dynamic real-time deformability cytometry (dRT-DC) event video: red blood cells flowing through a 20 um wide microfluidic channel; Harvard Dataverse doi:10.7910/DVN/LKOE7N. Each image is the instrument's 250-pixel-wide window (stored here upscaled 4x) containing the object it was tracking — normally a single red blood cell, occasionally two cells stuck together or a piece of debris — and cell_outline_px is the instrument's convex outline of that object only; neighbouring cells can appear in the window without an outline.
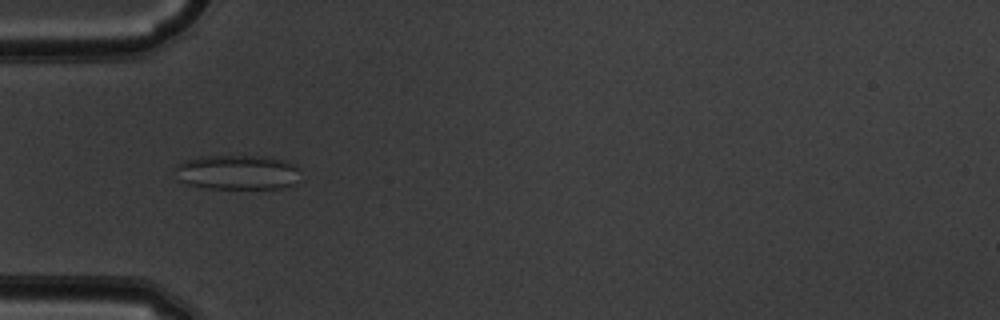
{"species": "common noctule bat (a hibernating species)", "species_latin": "Nyctalus noctula", "temperature_condition": "warm", "stored_images_in_passage": 40, "camera_frame_rate_fps": 3000, "um_per_image_px": 0.085, "animal": {"sex": "male", "body_mass_g": 19.5, "forearm_length_mm": 54.6}, "frame": {"image": 1, "passage_image": 6, "time_ms": 1.667, "image_size_px": [1000, 320], "cell_outline_px": [[300, 168], [296, 184], [280, 188], [208, 188], [184, 184], [176, 180], [172, 172], [172, 168], [176, 164], [184, 160], [200, 156], [268, 156], [284, 160], [296, 164]], "centroid_in_image_um": [20.11, 14.64], "position_along_channel_um": 64.9, "area_um2": 26.07}}
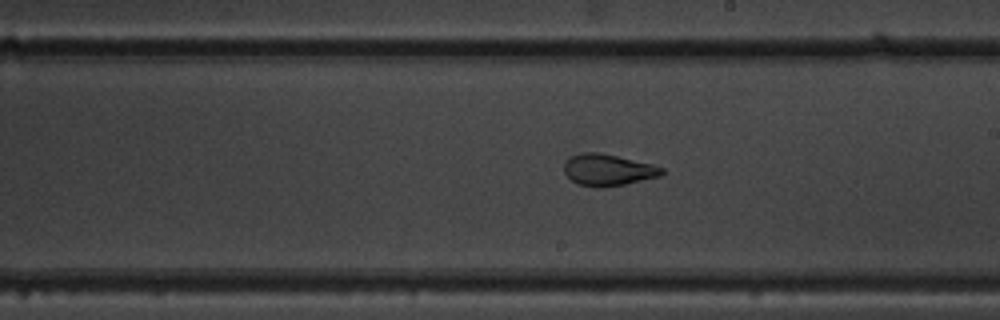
{"frame": {"image": 2, "passage_image": 19, "time_ms": 6.0, "image_size_px": [1000, 320], "cell_outline_px": [[664, 172], [660, 176], [624, 184], [604, 188], [596, 188], [576, 184], [564, 172], [564, 164], [572, 156], [580, 152], [596, 152], [616, 156], [652, 164], [664, 168]], "centroid_in_image_um": [51.66, 14.46], "position_along_channel_um": 237.3, "area_um2": 17.92}}
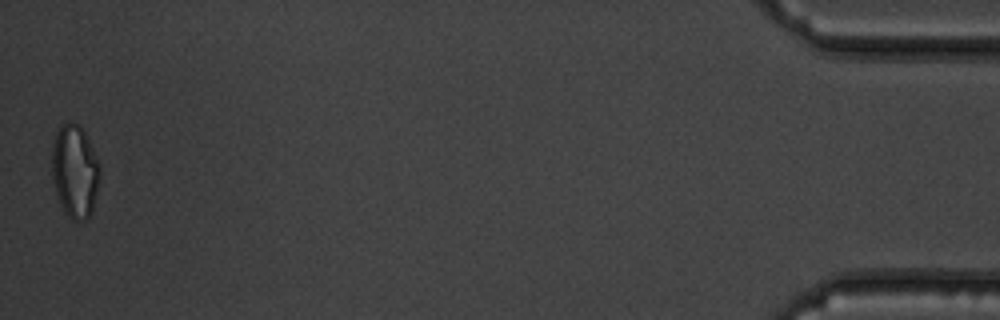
{"frame": {"image": 3, "passage_image": 40, "time_ms": 13.0, "image_size_px": [1000, 320], "cell_outline_px": [[100, 172], [92, 212], [84, 220], [72, 220], [64, 212], [60, 204], [56, 192], [52, 176], [52, 144], [56, 132], [60, 124], [68, 120], [80, 124], [100, 164]], "centroid_in_image_um": [6.34, 14.51], "position_along_channel_um": 428.9, "area_um2": 26.07}, "authors_computed_cell_mechanics": {"area_um2": 20.4034, "velocity_mm_per_s": 4.0153, "shape_relaxation_time_tau1_ms": null, "shape_relaxation_time_tau2_ms": 0.979, "deformation_change_tau1": null, "deformation_change_tau2": 0.0899}}